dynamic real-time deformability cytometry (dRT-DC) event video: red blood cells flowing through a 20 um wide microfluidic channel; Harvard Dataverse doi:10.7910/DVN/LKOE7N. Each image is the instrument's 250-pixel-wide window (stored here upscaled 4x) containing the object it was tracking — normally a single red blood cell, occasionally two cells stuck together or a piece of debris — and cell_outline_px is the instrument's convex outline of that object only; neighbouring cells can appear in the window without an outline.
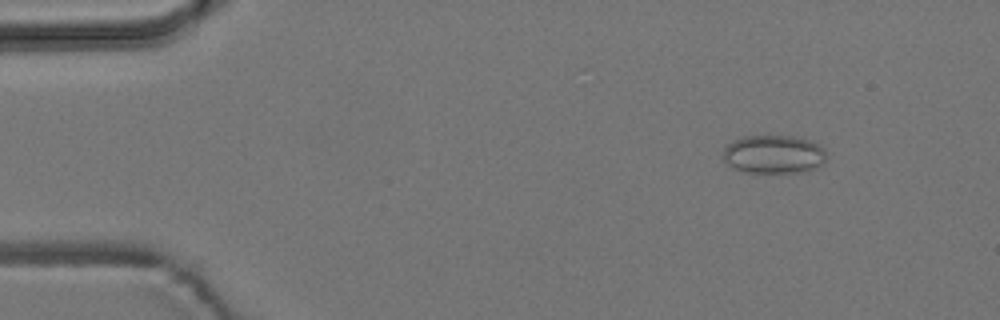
{"species": "common noctule bat (a hibernating species)", "species_latin": "Nyctalus noctula", "temperature_condition": "room temperature", "stored_images_in_passage": 4, "camera_frame_rate_fps": 3000, "um_per_image_px": 0.085, "animal": {"sex": "male", "body_mass_g": 19.2, "forearm_length_mm": 51.8}, "frame": {"image": 1, "passage_image": 2, "time_ms": 1.0, "image_size_px": [1000, 320], "cell_outline_px": [[828, 156], [824, 164], [808, 172], [744, 172], [728, 164], [720, 156], [724, 144], [732, 140], [744, 136], [796, 136], [820, 144], [824, 148]], "centroid_in_image_um": [65.77, 13.11], "position_along_channel_um": 19.2, "area_um2": 23.76}}